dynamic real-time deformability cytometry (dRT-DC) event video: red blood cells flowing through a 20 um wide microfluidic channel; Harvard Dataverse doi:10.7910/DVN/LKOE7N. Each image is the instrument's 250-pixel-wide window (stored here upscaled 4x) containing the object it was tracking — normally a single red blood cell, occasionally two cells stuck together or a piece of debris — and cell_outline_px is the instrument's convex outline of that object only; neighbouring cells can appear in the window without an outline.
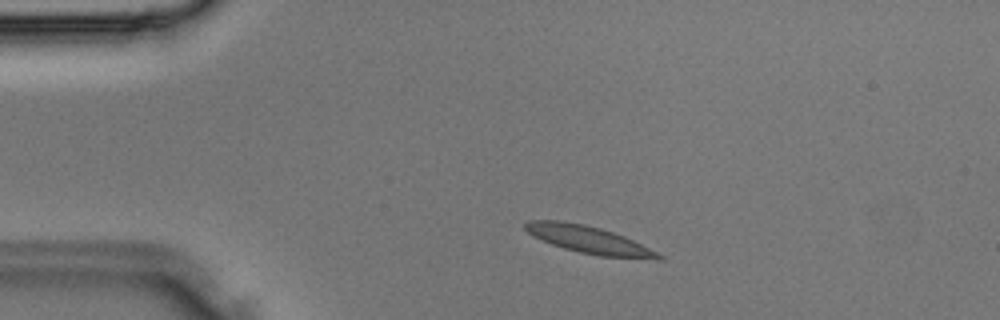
{"species": "Egyptian fruit bat (a non-hibernating species)", "species_latin": "Rousettus aegyptiacus", "temperature_condition": "room temperature", "stored_images_in_passage": 33, "camera_frame_rate_fps": 3000, "um_per_image_px": 0.085, "animal": {"sex": "male"}, "frame": {"image": 1, "passage_image": 4, "time_ms": 1.0, "image_size_px": [1000, 320], "cell_outline_px": [[664, 260], [656, 260], [600, 256], [580, 252], [564, 248], [552, 244], [532, 236], [524, 228], [524, 224], [528, 220], [560, 220], [584, 224], [600, 228], [624, 236], [664, 256]], "centroid_in_image_um": [50.05, 20.38], "position_along_channel_um": 35.0, "area_um2": 21.21}}
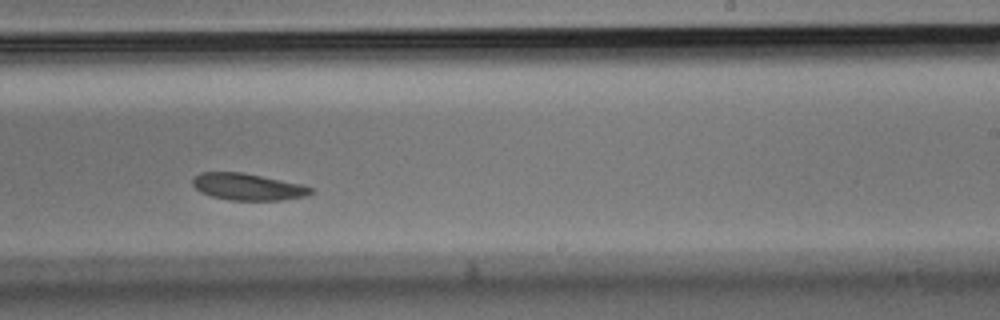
{"frame": {"image": 2, "passage_image": 19, "time_ms": 6.0, "image_size_px": [1000, 320], "cell_outline_px": [[312, 192], [308, 196], [284, 200], [228, 200], [212, 196], [200, 192], [192, 184], [192, 180], [200, 172], [240, 172], [304, 184], [312, 188]], "centroid_in_image_um": [21.09, 15.88], "position_along_channel_um": 267.9, "area_um2": 18.5}}
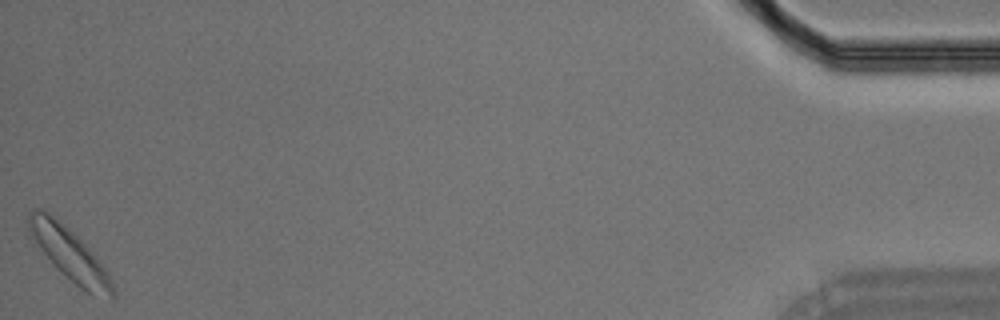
{"frame": {"image": 3, "passage_image": 33, "time_ms": 10.667, "image_size_px": [1000, 320], "cell_outline_px": [[116, 296], [112, 300], [92, 296], [80, 288], [28, 236], [28, 212], [36, 208], [40, 208], [48, 212], [64, 224], [92, 252], [104, 268], [112, 280], [116, 292]], "centroid_in_image_um": [5.94, 21.61], "position_along_channel_um": 429.3, "area_um2": 25.14}}